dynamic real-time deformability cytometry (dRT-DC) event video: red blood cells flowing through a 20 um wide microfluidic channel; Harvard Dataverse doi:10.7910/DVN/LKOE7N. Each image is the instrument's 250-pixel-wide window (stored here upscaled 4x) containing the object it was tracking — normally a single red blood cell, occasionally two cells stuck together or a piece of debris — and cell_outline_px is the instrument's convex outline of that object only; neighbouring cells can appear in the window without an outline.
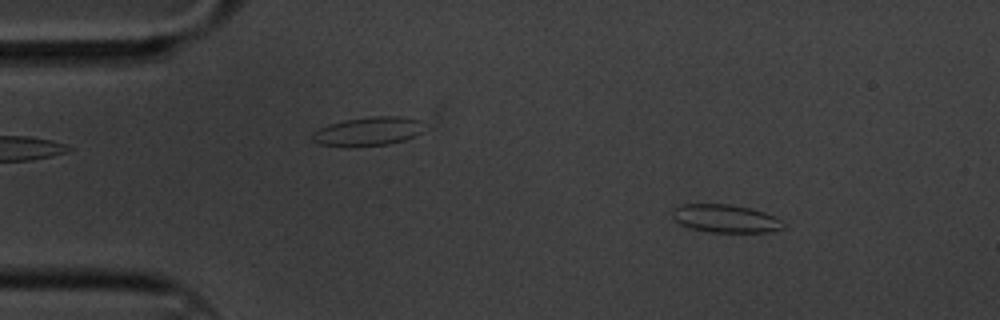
{"species": "common noctule bat (a hibernating species)", "species_latin": "Nyctalus noctula", "temperature_condition": "cold", "stored_images_in_passage": 4, "camera_frame_rate_fps": 3000, "um_per_image_px": 0.085, "animal": {"sex": "male", "body_mass_g": 20.1, "forearm_length_mm": 53.5}, "frame": {"image": 1, "passage_image": 2, "time_ms": 0.333, "image_size_px": [1000, 320], "cell_outline_px": [[784, 228], [768, 232], [712, 232], [688, 228], [680, 224], [672, 216], [672, 208], [684, 204], [728, 204], [752, 208], [776, 216], [784, 224]], "centroid_in_image_um": [61.66, 18.57], "position_along_channel_um": 23.3, "area_um2": 18.21}}
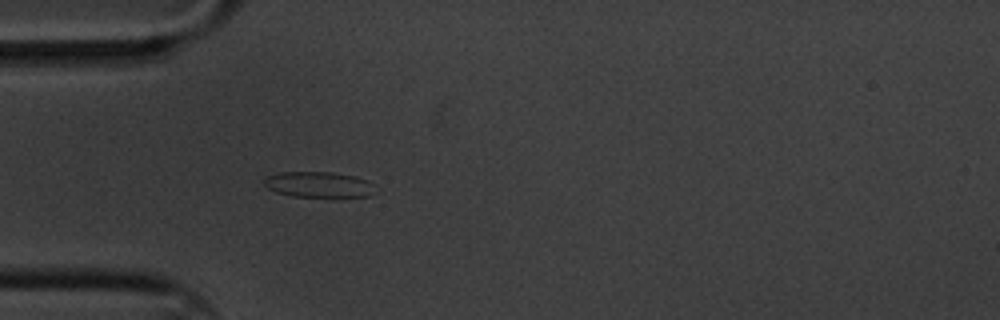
{"frame": {"image": 2, "passage_image": 4, "time_ms": 1.0, "image_size_px": [1000, 320], "cell_outline_px": [[376, 192], [368, 196], [292, 196], [276, 192], [268, 188], [264, 184], [264, 180], [268, 176], [280, 172], [332, 172], [356, 176], [368, 180], [372, 184]], "centroid_in_image_um": [27.1, 15.67], "position_along_channel_um": 57.9, "area_um2": 16.47}}